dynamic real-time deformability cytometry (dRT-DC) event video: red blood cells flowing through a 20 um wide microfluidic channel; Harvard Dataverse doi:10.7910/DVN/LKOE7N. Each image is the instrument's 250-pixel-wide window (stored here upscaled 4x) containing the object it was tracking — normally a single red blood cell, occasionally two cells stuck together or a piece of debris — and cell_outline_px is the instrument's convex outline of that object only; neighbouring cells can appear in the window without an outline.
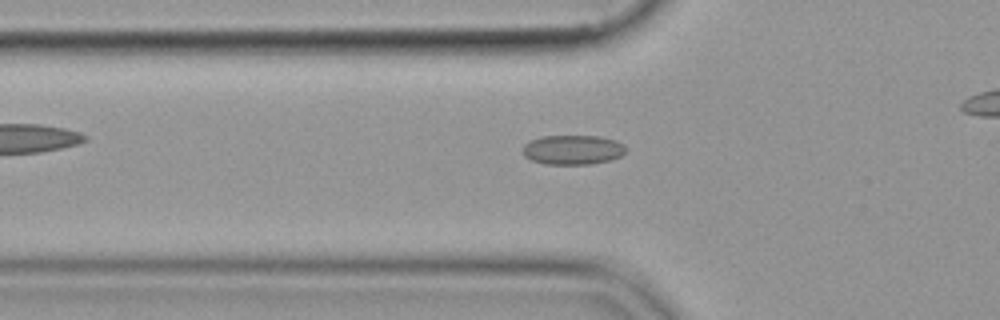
{"species": "common noctule bat (a hibernating species)", "species_latin": "Nyctalus noctula", "temperature_condition": "cold", "stored_images_in_passage": 31, "camera_frame_rate_fps": 3000, "um_per_image_px": 0.085, "animal": {"sex": "female", "body_mass_g": 19.9}, "frame": {"image": 1, "passage_image": 2, "time_ms": 0.333, "image_size_px": [1000, 320], "cell_outline_px": [[628, 152], [612, 160], [592, 164], [544, 164], [532, 160], [524, 156], [520, 152], [524, 144], [540, 136], [600, 136], [616, 140], [624, 144], [628, 148]], "centroid_in_image_um": [48.72, 12.73], "position_along_channel_um": 77.1, "area_um2": 18.15}}
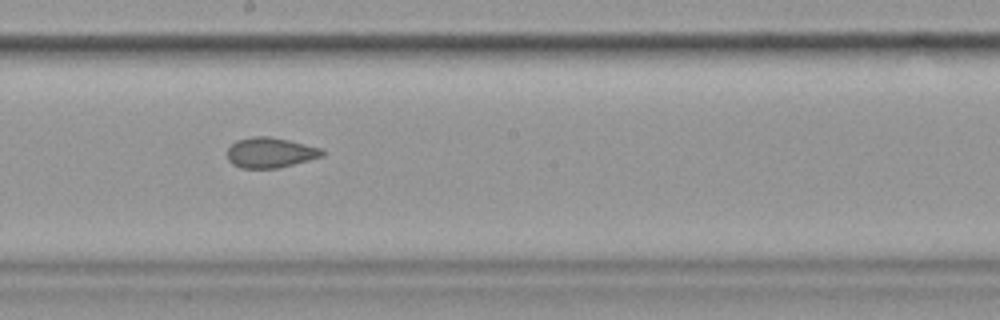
{"frame": {"image": 2, "passage_image": 14, "time_ms": 4.333, "image_size_px": [1000, 320], "cell_outline_px": [[324, 156], [276, 168], [240, 168], [232, 164], [228, 160], [228, 148], [236, 140], [252, 136], [268, 136], [288, 140], [320, 148], [324, 152]], "centroid_in_image_um": [22.94, 12.97], "position_along_channel_um": 225.3, "area_um2": 16.59}}
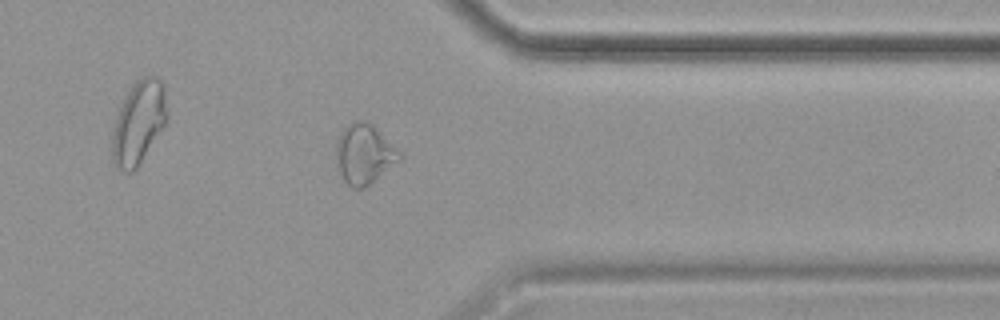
{"frame": {"image": 3, "passage_image": 27, "time_ms": 8.667, "image_size_px": [1000, 320], "cell_outline_px": [[400, 160], [364, 188], [352, 188], [344, 180], [340, 172], [336, 152], [336, 140], [340, 132], [348, 124], [356, 120], [364, 120], [372, 124], [400, 152]], "centroid_in_image_um": [30.94, 13.07], "position_along_channel_um": 380.5, "area_um2": 21.68}}